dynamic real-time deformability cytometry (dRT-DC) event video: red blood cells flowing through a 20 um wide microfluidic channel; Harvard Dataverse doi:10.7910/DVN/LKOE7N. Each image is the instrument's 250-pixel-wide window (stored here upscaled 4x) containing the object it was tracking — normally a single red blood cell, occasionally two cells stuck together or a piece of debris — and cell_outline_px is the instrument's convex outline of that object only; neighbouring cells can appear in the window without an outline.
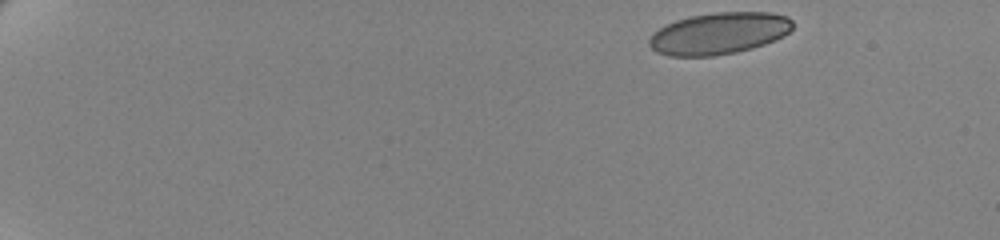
{"species": "human", "species_latin": "Homo sapiens", "temperature_condition": "cold", "stored_images_in_passage": 53, "camera_frame_rate_fps": 3000, "um_per_image_px": 0.085, "donor": {"sex": "female"}, "frame": {"image": 1, "passage_image": 1, "time_ms": 0.0, "image_size_px": [1000, 240], "cell_outline_px": [[792, 28], [784, 36], [776, 40], [752, 48], [736, 52], [712, 56], [668, 56], [656, 52], [648, 44], [648, 40], [660, 28], [676, 20], [692, 16], [716, 12], [772, 12], [788, 16], [792, 20]], "centroid_in_image_um": [61.14, 2.84], "position_along_channel_um": 23.9, "area_um2": 34.85}}
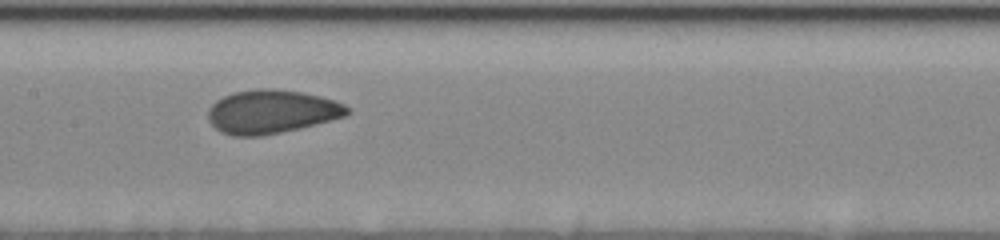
{"frame": {"image": 2, "passage_image": 27, "time_ms": 8.667, "image_size_px": [1000, 240], "cell_outline_px": [[352, 108], [344, 116], [300, 128], [260, 136], [232, 136], [220, 132], [208, 120], [208, 108], [216, 100], [232, 92], [256, 88], [272, 88], [300, 92], [320, 96], [344, 104]], "centroid_in_image_um": [23.03, 9.49], "position_along_channel_um": 184.4, "area_um2": 35.32}}
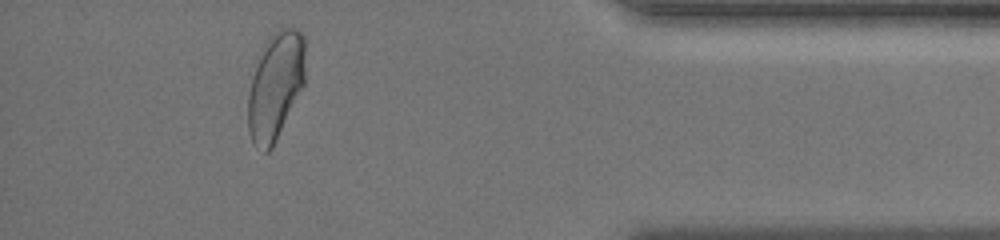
{"frame": {"image": 3, "passage_image": 49, "time_ms": 16.0, "image_size_px": [1000, 240], "cell_outline_px": [[304, 84], [272, 148], [268, 152], [264, 152], [256, 148], [252, 144], [248, 132], [248, 72], [268, 36], [276, 28], [296, 28], [304, 36]], "centroid_in_image_um": [23.34, 7.27], "position_along_channel_um": 411.9, "area_um2": 36.88}, "authors_computed_cell_mechanics": {"area_um2": 35.2002, "velocity_mm_per_s": 3.4826, "shape_relaxation_time_tau1_ms": 5.2806, "shape_relaxation_time_tau2_ms": 0.8291, "deformation_change_tau1": 0.1179, "deformation_change_tau2": 0.0514}}